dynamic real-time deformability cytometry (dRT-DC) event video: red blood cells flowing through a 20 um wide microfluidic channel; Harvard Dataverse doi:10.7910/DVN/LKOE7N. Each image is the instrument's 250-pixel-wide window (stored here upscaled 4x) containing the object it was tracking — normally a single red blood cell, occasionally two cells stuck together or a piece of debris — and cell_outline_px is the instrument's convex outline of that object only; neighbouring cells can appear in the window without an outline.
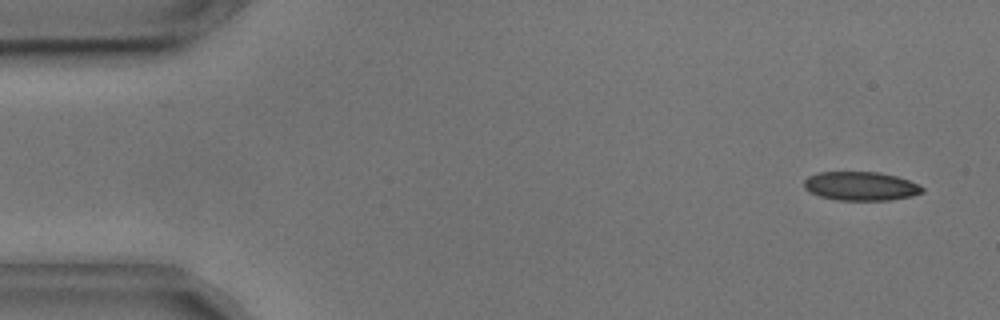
{"species": "common noctule bat (a hibernating species)", "species_latin": "Nyctalus noctula", "temperature_condition": "cold", "stored_images_in_passage": 55, "camera_frame_rate_fps": 3000, "um_per_image_px": 0.085, "animal": {"sex": "male", "body_mass_g": 17.9, "forearm_length_mm": 54.2}, "frame": {"image": 1, "passage_image": 3, "time_ms": 0.667, "image_size_px": [1000, 320], "cell_outline_px": [[924, 192], [912, 196], [892, 200], [836, 200], [820, 196], [808, 192], [804, 188], [804, 180], [808, 176], [820, 172], [880, 172], [896, 176], [908, 180], [924, 188]], "centroid_in_image_um": [73.15, 15.82], "position_along_channel_um": 11.9, "area_um2": 19.94}}
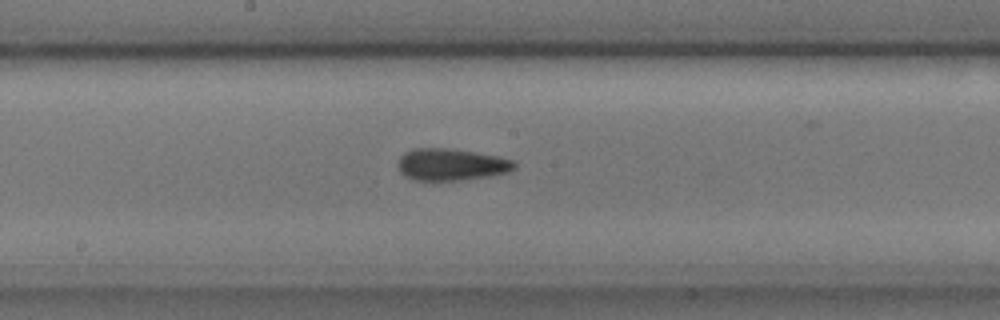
{"frame": {"image": 2, "passage_image": 28, "time_ms": 9.0, "image_size_px": [1000, 320], "cell_outline_px": [[516, 168], [508, 172], [492, 176], [460, 180], [416, 180], [404, 176], [400, 172], [396, 164], [400, 156], [404, 152], [412, 148], [448, 148], [500, 156], [512, 160], [516, 164]], "centroid_in_image_um": [38.34, 13.98], "position_along_channel_um": 209.9, "area_um2": 21.91}}
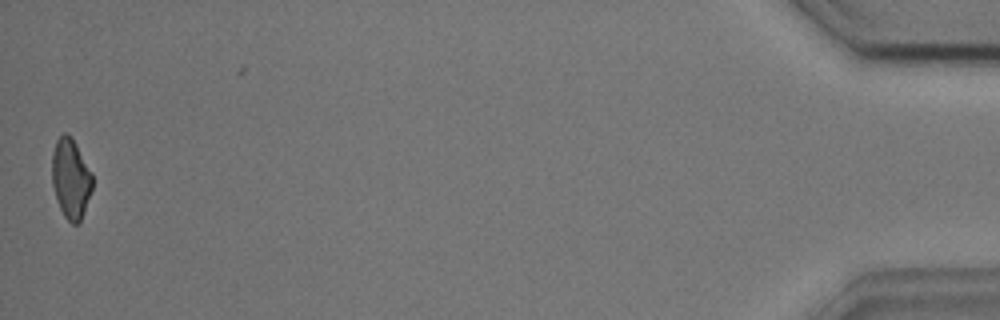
{"frame": {"image": 3, "passage_image": 54, "time_ms": 17.667, "image_size_px": [1000, 320], "cell_outline_px": [[92, 188], [80, 224], [72, 224], [64, 216], [60, 208], [52, 184], [52, 152], [56, 140], [64, 132], [68, 132], [72, 136], [92, 172]], "centroid_in_image_um": [6.02, 15.15], "position_along_channel_um": 429.2, "area_um2": 18.96}, "authors_computed_cell_mechanics": {"area_um2": 20.7502, "velocity_mm_per_s": 3.6328, "shape_relaxation_time_tau1_ms": 3.0703, "shape_relaxation_time_tau2_ms": 3.4642, "deformation_change_tau1": 0.098, "deformation_change_tau2": 0.1023}}